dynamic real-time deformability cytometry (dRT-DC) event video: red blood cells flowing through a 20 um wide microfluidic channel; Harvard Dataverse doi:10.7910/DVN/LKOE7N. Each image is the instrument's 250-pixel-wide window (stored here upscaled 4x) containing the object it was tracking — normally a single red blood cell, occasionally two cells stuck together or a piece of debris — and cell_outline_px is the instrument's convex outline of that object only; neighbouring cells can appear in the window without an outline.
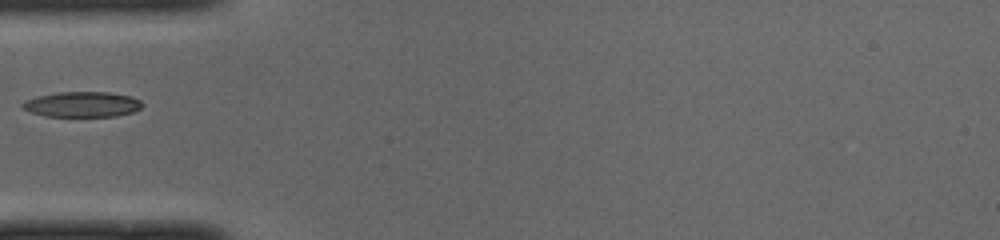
{"species": "common noctule bat (a hibernating species)", "species_latin": "Nyctalus noctula", "temperature_condition": "cold", "stored_images_in_passage": 34, "camera_frame_rate_fps": 3000, "um_per_image_px": 0.085, "animal": {"sex": "male", "body_mass_g": 19.0, "forearm_length_mm": 50.8}, "frame": {"image": 1, "passage_image": 1, "time_ms": 0.0, "image_size_px": [1000, 240], "cell_outline_px": [[144, 104], [140, 108], [132, 112], [116, 116], [44, 116], [32, 112], [24, 108], [20, 104], [28, 100], [40, 96], [56, 92], [108, 92], [132, 96], [140, 100]], "centroid_in_image_um": [7.04, 8.87], "position_along_channel_um": 78.0, "area_um2": 17.51}}
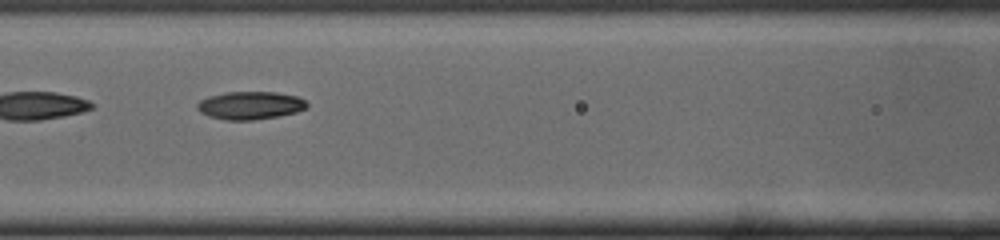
{"frame": {"image": 2, "passage_image": 6, "time_ms": 1.667, "image_size_px": [1000, 240], "cell_outline_px": [[308, 108], [296, 112], [276, 116], [252, 120], [228, 120], [208, 116], [200, 112], [196, 108], [196, 104], [200, 100], [208, 96], [224, 92], [276, 92], [296, 96], [304, 100], [308, 104]], "centroid_in_image_um": [21.24, 8.95], "position_along_channel_um": 145.4, "area_um2": 17.86}}